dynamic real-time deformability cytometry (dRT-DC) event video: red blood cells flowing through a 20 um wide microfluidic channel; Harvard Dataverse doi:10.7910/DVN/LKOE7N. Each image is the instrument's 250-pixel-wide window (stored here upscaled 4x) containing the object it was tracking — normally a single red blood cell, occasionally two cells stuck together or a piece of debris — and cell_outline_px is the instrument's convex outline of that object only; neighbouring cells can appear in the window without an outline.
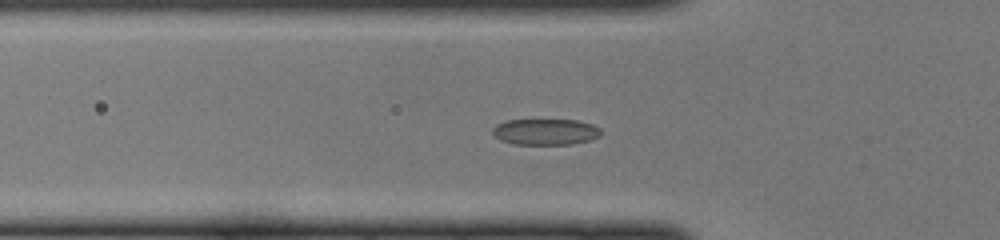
{"species": "common noctule bat (a hibernating species)", "species_latin": "Nyctalus noctula", "temperature_condition": "cold", "stored_images_in_passage": 47, "camera_frame_rate_fps": 3000, "um_per_image_px": 0.085, "animal": {"sex": "female", "body_mass_g": 22.0, "forearm_length_mm": 56.7}, "frame": {"image": 1, "passage_image": 14, "time_ms": 4.333, "image_size_px": [1000, 240], "cell_outline_px": [[600, 136], [592, 140], [572, 144], [512, 144], [500, 140], [492, 132], [492, 128], [496, 124], [504, 120], [576, 120], [592, 124], [600, 128]], "centroid_in_image_um": [46.36, 11.2], "position_along_channel_um": 79.4, "area_um2": 16.59}}
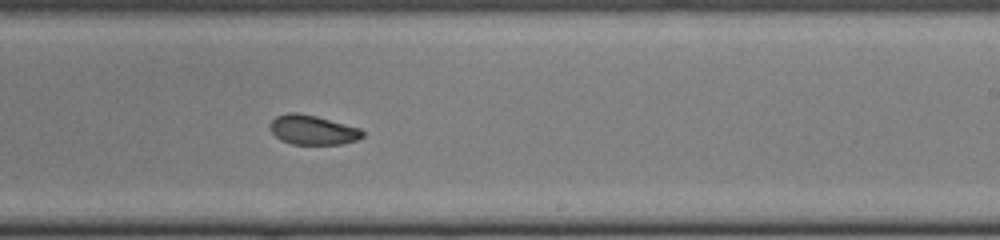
{"frame": {"image": 2, "passage_image": 27, "time_ms": 8.667, "image_size_px": [1000, 240], "cell_outline_px": [[364, 136], [356, 140], [340, 144], [292, 144], [280, 140], [272, 132], [268, 124], [276, 116], [288, 112], [296, 112], [316, 116], [360, 128], [364, 132]], "centroid_in_image_um": [26.56, 11.04], "position_along_channel_um": 262.4, "area_um2": 15.9}}
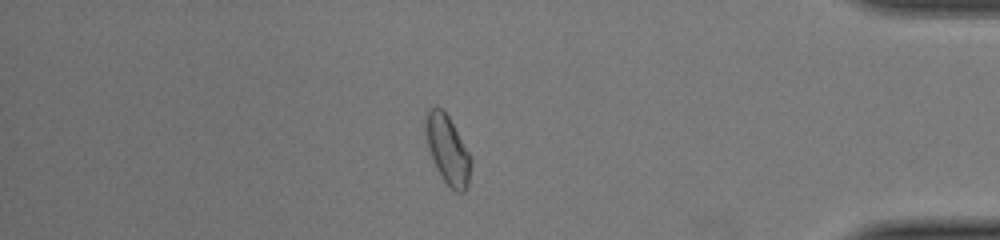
{"frame": {"image": 3, "passage_image": 39, "time_ms": 12.667, "image_size_px": [1000, 240], "cell_outline_px": [[472, 160], [468, 188], [464, 192], [456, 192], [444, 180], [436, 168], [428, 148], [424, 132], [424, 120], [428, 108], [436, 104], [448, 116], [472, 156]], "centroid_in_image_um": [38.04, 12.7], "position_along_channel_um": 397.2, "area_um2": 18.44}}